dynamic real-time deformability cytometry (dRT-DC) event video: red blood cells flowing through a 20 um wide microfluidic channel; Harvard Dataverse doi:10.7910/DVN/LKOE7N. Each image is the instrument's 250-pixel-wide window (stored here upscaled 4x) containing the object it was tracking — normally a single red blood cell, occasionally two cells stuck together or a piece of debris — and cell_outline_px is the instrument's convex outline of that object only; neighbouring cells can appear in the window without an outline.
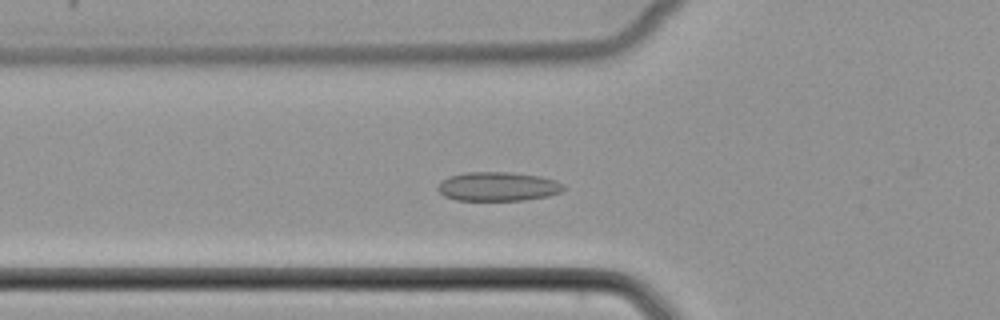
{"species": "common noctule bat (a hibernating species)", "species_latin": "Nyctalus noctula", "temperature_condition": "cold", "stored_images_in_passage": 51, "camera_frame_rate_fps": 3000, "um_per_image_px": 0.085, "animal": {"sex": "female", "body_mass_g": 22.7, "forearm_length_mm": 54.2}, "frame": {"image": 1, "passage_image": 18, "time_ms": 5.667, "image_size_px": [1000, 320], "cell_outline_px": [[564, 188], [560, 192], [548, 196], [524, 200], [456, 200], [444, 196], [436, 188], [448, 176], [464, 172], [512, 172], [540, 176], [556, 180], [564, 184]], "centroid_in_image_um": [42.33, 15.84], "position_along_channel_um": 83.5, "area_um2": 21.33}}
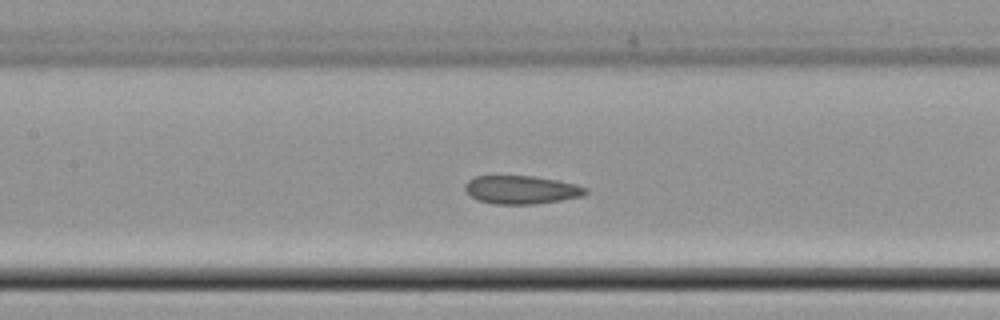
{"frame": {"image": 2, "passage_image": 24, "time_ms": 7.667, "image_size_px": [1000, 320], "cell_outline_px": [[588, 192], [584, 196], [536, 204], [492, 204], [480, 200], [472, 196], [464, 188], [464, 184], [468, 180], [476, 176], [532, 176], [556, 180], [576, 184], [588, 188]], "centroid_in_image_um": [44.34, 16.13], "position_along_channel_um": 163.1, "area_um2": 19.83}}
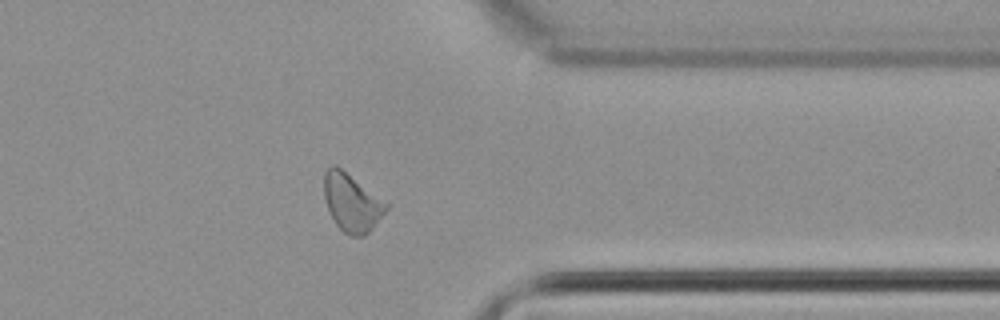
{"frame": {"image": 3, "passage_image": 41, "time_ms": 13.333, "image_size_px": [1000, 320], "cell_outline_px": [[388, 208], [372, 228], [364, 236], [348, 236], [336, 224], [328, 208], [324, 196], [324, 172], [332, 164], [336, 164], [388, 204]], "centroid_in_image_um": [29.87, 17.21], "position_along_channel_um": 381.5, "area_um2": 20.58}}